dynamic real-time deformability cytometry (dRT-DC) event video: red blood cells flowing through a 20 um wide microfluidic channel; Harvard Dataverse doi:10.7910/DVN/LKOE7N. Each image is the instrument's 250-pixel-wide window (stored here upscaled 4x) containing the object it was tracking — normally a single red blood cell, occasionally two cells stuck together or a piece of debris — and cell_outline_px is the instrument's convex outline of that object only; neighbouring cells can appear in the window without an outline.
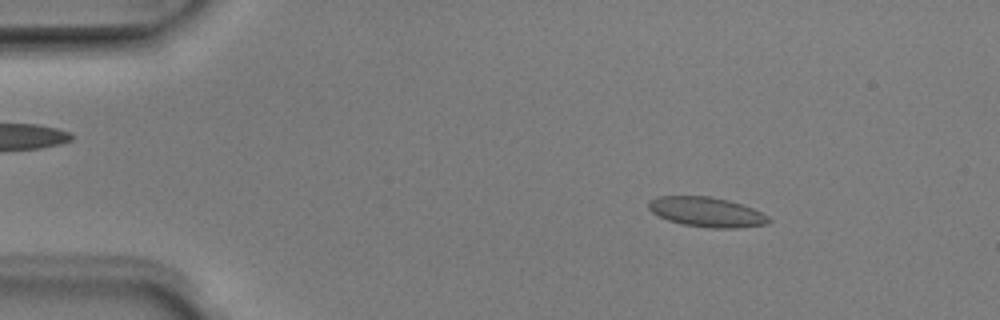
{"species": "Egyptian fruit bat (a non-hibernating species)", "species_latin": "Rousettus aegyptiacus", "temperature_condition": "room temperature", "stored_images_in_passage": 3, "camera_frame_rate_fps": 3000, "um_per_image_px": 0.085, "animal": {"sex": "male"}, "frame": {"image": 1, "passage_image": 1, "time_ms": 0.0, "image_size_px": [1000, 320], "cell_outline_px": [[772, 220], [768, 224], [740, 228], [708, 228], [684, 224], [668, 220], [652, 212], [648, 208], [648, 204], [652, 200], [660, 196], [712, 196], [728, 200], [752, 208], [768, 216]], "centroid_in_image_um": [60.1, 18.03], "position_along_channel_um": 24.9, "area_um2": 20.75}}
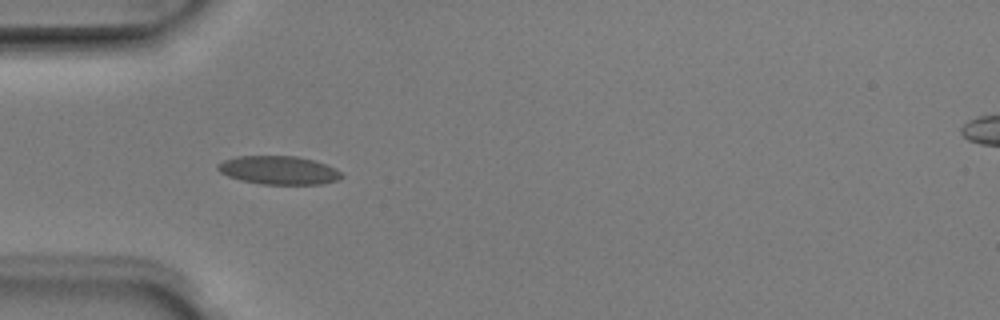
{"frame": {"image": 2, "passage_image": 3, "time_ms": 0.667, "image_size_px": [1000, 320], "cell_outline_px": [[344, 176], [336, 180], [320, 184], [260, 184], [240, 180], [228, 176], [220, 172], [216, 168], [216, 164], [224, 160], [236, 156], [296, 156], [312, 160], [336, 168]], "centroid_in_image_um": [23.65, 14.47], "position_along_channel_um": 61.4, "area_um2": 20.46}}